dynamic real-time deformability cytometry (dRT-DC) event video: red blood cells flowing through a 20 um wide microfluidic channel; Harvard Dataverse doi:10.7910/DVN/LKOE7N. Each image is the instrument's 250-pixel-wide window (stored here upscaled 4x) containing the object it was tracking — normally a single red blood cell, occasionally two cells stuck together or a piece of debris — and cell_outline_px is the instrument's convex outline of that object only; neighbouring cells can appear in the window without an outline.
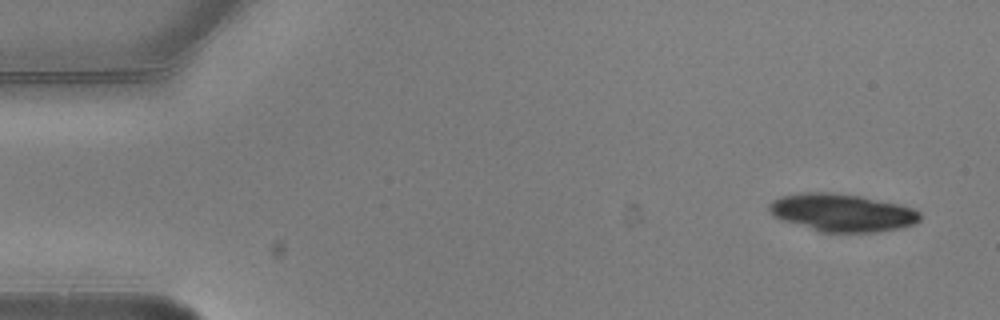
{"species": "common noctule bat (a hibernating species)", "species_latin": "Nyctalus noctula", "temperature_condition": "warm", "stored_images_in_passage": 4, "camera_frame_rate_fps": 3000, "um_per_image_px": 0.085, "animal": {"sex": "male", "body_mass_g": 20.5, "forearm_length_mm": 52.5}, "frame": {"image": 1, "passage_image": 1, "time_ms": 0.0, "image_size_px": [1000, 320], "cell_outline_px": [[920, 220], [916, 224], [900, 228], [876, 232], [820, 232], [780, 220], [772, 216], [768, 212], [768, 204], [772, 200], [780, 196], [800, 192], [832, 192], [860, 196], [900, 204], [912, 208], [920, 212]], "centroid_in_image_um": [71.53, 18.07], "position_along_channel_um": 13.5, "area_um2": 33.64}}
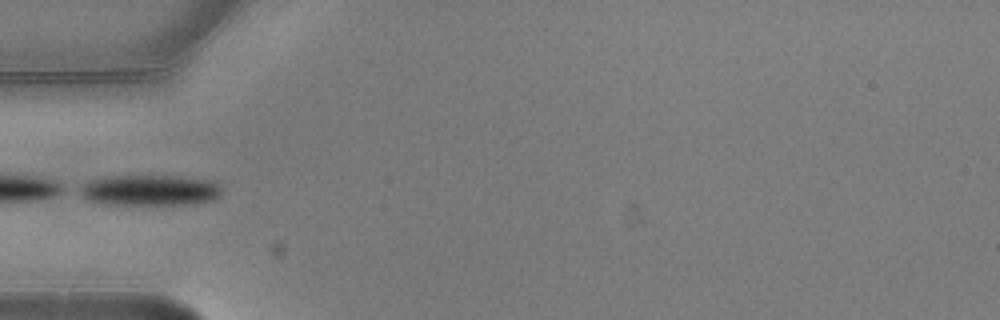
{"frame": {"image": 2, "passage_image": 4, "time_ms": 1.0, "image_size_px": [1000, 320], "cell_outline_px": [[220, 196], [216, 200], [192, 204], [104, 204], [84, 200], [76, 192], [76, 188], [92, 180], [108, 176], [172, 176], [208, 180], [216, 184], [220, 188]], "centroid_in_image_um": [12.65, 16.18], "position_along_channel_um": 72.4, "area_um2": 25.55}}